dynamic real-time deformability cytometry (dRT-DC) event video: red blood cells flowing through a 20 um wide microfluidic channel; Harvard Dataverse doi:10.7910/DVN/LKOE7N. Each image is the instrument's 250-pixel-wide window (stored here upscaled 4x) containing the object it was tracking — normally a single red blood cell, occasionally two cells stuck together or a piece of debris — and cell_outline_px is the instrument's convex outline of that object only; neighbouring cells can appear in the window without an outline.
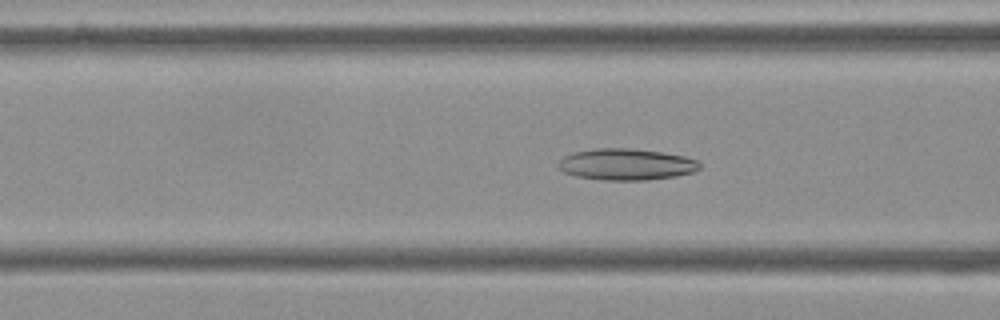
{"species": "Egyptian fruit bat (a non-hibernating species)", "species_latin": "Rousettus aegyptiacus", "temperature_condition": "cold", "stored_images_in_passage": 41, "camera_frame_rate_fps": 3000, "um_per_image_px": 0.085, "frame": {"image": 1, "passage_image": 14, "time_ms": 4.333, "image_size_px": [1000, 320], "cell_outline_px": [[700, 168], [692, 172], [676, 176], [648, 180], [604, 180], [576, 176], [564, 172], [556, 168], [556, 164], [564, 156], [572, 152], [592, 148], [632, 148], [660, 152], [684, 156], [696, 160], [700, 164]], "centroid_in_image_um": [53.17, 13.97], "position_along_channel_um": 113.4, "area_um2": 26.07}}
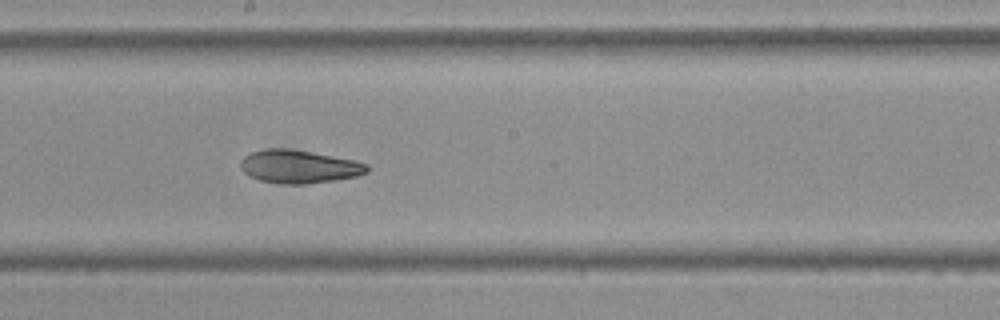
{"frame": {"image": 2, "passage_image": 23, "time_ms": 7.333, "image_size_px": [1000, 320], "cell_outline_px": [[368, 172], [356, 176], [336, 180], [304, 184], [284, 184], [260, 180], [248, 176], [240, 168], [240, 160], [244, 156], [252, 152], [268, 148], [288, 148], [352, 160], [368, 164]], "centroid_in_image_um": [25.37, 14.17], "position_along_channel_um": 222.8, "area_um2": 24.28}}
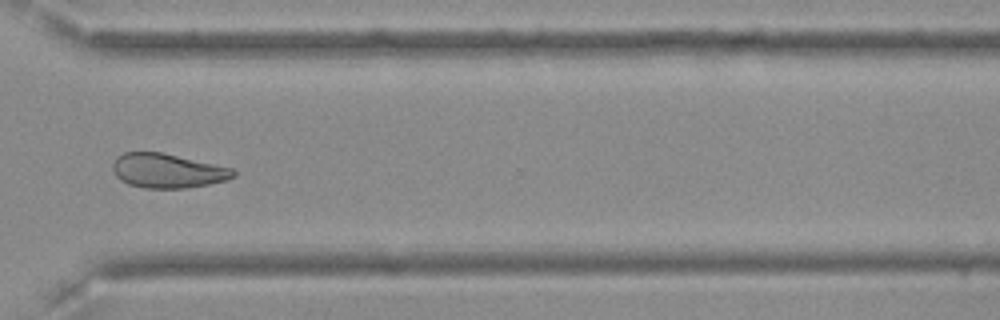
{"frame": {"image": 3, "passage_image": 34, "time_ms": 11.0, "image_size_px": [1000, 320], "cell_outline_px": [[236, 176], [228, 180], [208, 184], [184, 188], [144, 188], [128, 184], [120, 180], [116, 176], [112, 168], [112, 164], [116, 156], [124, 152], [160, 152], [232, 168], [236, 172]], "centroid_in_image_um": [14.21, 14.52], "position_along_channel_um": 356.4, "area_um2": 24.1}, "authors_computed_cell_mechanics": {"area_um2": 25.432, "velocity_mm_per_s": 3.635, "shape_relaxation_time_tau1_ms": null, "shape_relaxation_time_tau2_ms": 4.8014, "deformation_change_tau1": null, "deformation_change_tau2": 0.1162}}